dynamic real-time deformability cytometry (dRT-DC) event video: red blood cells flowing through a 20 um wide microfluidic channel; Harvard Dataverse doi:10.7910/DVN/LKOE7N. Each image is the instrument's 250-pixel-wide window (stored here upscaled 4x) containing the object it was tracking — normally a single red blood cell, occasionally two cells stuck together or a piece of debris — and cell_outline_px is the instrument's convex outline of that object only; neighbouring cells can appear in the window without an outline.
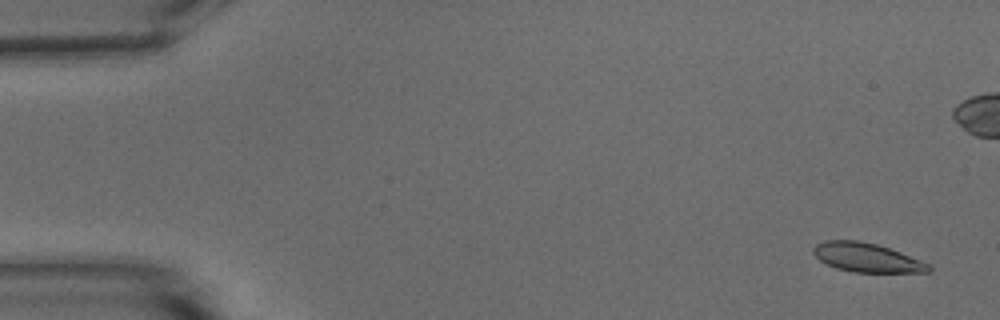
{"species": "common noctule bat (a hibernating species)", "species_latin": "Nyctalus noctula", "temperature_condition": "warm", "stored_images_in_passage": 19, "camera_frame_rate_fps": 3000, "um_per_image_px": 0.085, "animal": {"sex": "male", "body_mass_g": 15.6}, "frame": {"image": 1, "passage_image": 3, "time_ms": 0.667, "image_size_px": [1000, 320], "cell_outline_px": [[932, 272], [852, 272], [836, 268], [820, 260], [812, 252], [812, 248], [816, 244], [824, 240], [860, 240], [876, 244], [900, 252], [920, 260], [928, 264], [932, 268]], "centroid_in_image_um": [73.65, 21.89], "position_along_channel_um": 11.3, "area_um2": 19.42}}